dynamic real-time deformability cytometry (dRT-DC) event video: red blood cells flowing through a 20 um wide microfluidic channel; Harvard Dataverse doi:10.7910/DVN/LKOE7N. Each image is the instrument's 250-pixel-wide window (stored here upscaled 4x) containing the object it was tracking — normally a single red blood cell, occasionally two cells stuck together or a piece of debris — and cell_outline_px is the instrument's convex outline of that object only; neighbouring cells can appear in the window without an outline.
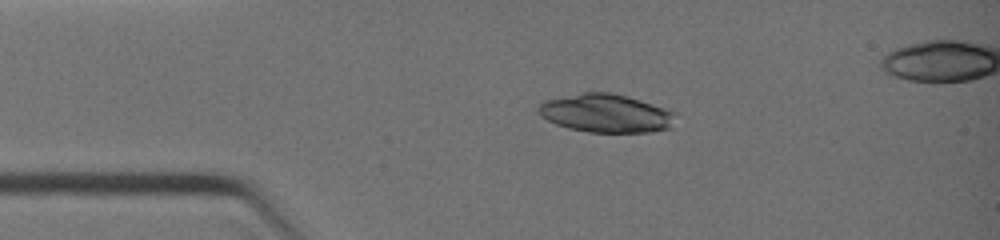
{"species": "common noctule bat (a hibernating species)", "species_latin": "Nyctalus noctula", "temperature_condition": "warm", "stored_images_in_passage": 44, "camera_frame_rate_fps": 3000, "um_per_image_px": 0.085, "animal": {"sex": "female", "body_mass_g": 19.0, "forearm_length_mm": 51.5}, "frame": {"image": 1, "passage_image": 1, "time_ms": 0.0, "image_size_px": [1000, 240], "cell_outline_px": [[676, 112], [672, 128], [648, 132], [588, 132], [568, 128], [556, 124], [540, 116], [536, 112], [536, 108], [544, 100], [580, 92], [612, 92], [628, 96]], "centroid_in_image_um": [51.47, 9.62], "position_along_channel_um": 33.5, "area_um2": 30.92}}
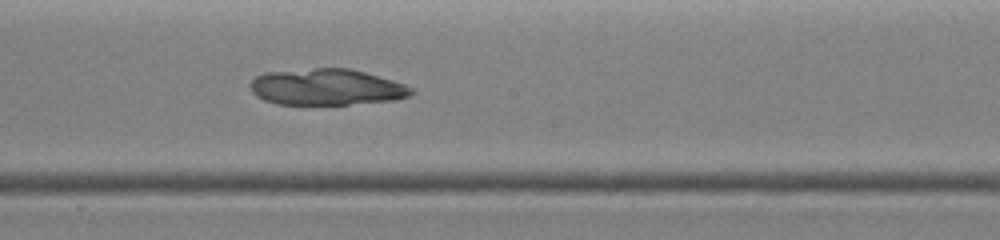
{"frame": {"image": 2, "passage_image": 20, "time_ms": 4.333, "image_size_px": [1000, 240], "cell_outline_px": [[416, 92], [408, 96], [392, 100], [348, 104], [276, 104], [264, 100], [256, 96], [252, 92], [248, 84], [256, 76], [264, 72], [316, 68], [348, 68], [364, 72], [392, 80], [416, 88]], "centroid_in_image_um": [27.74, 7.4], "position_along_channel_um": 220.5, "area_um2": 34.1}}
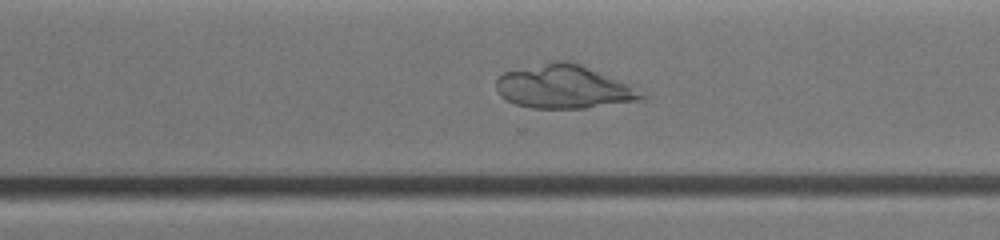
{"frame": {"image": 3, "passage_image": 29, "time_ms": 6.333, "image_size_px": [1000, 240], "cell_outline_px": [[648, 96], [636, 100], [588, 108], [532, 108], [516, 104], [500, 96], [496, 88], [496, 76], [504, 72], [556, 60], [568, 60], [580, 64], [628, 84]], "centroid_in_image_um": [47.87, 7.38], "position_along_channel_um": 322.7, "area_um2": 36.41}}